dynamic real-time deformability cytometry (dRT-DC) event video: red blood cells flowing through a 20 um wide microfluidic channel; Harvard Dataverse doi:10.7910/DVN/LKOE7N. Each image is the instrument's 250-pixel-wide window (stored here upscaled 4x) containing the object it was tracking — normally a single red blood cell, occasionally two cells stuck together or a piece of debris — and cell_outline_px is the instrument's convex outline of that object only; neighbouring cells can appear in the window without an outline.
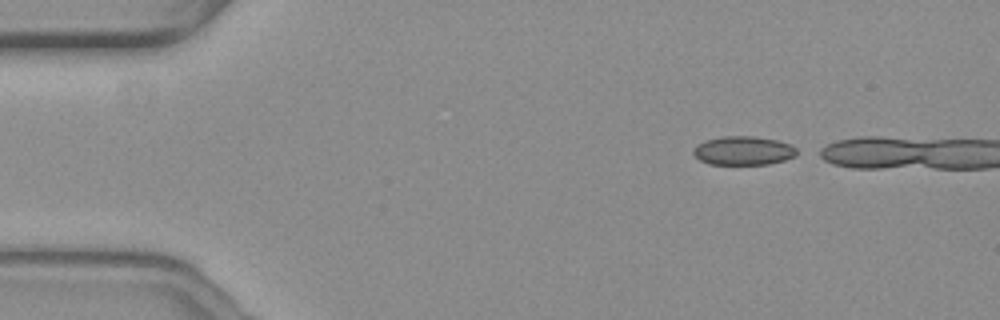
{"species": "common noctule bat (a hibernating species)", "species_latin": "Nyctalus noctula", "temperature_condition": "warm", "stored_images_in_passage": 4, "camera_frame_rate_fps": 3000, "um_per_image_px": 0.085, "animal": {"sex": "female", "body_mass_g": 19.3, "forearm_length_mm": 54.1}, "frame": {"image": 1, "passage_image": 1, "time_ms": 0.0, "image_size_px": [1000, 320], "cell_outline_px": [[796, 156], [784, 160], [768, 164], [708, 164], [700, 160], [692, 152], [704, 140], [724, 136], [752, 136], [776, 140], [788, 144], [796, 148]], "centroid_in_image_um": [63.19, 12.81], "position_along_channel_um": 21.8, "area_um2": 17.11}}